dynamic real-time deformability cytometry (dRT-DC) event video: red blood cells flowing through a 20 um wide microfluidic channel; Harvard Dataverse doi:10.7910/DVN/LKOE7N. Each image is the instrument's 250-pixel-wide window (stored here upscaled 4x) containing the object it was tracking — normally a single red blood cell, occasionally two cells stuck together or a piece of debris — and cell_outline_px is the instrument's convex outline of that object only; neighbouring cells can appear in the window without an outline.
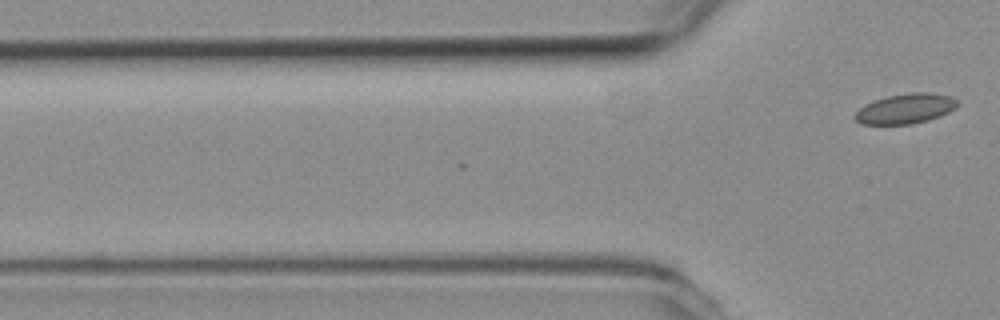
{"species": "common noctule bat (a hibernating species)", "species_latin": "Nyctalus noctula", "temperature_condition": "room temperature", "stored_images_in_passage": 5, "camera_frame_rate_fps": 3000, "um_per_image_px": 0.085, "animal": {"sex": "female", "body_mass_g": 19.3, "forearm_length_mm": 54.1}, "frame": {"image": 1, "passage_image": 5, "time_ms": 1.333, "image_size_px": [1000, 320], "cell_outline_px": [[960, 104], [956, 108], [940, 116], [928, 120], [908, 124], [860, 124], [852, 116], [864, 104], [888, 96], [912, 92], [932, 92], [952, 96]], "centroid_in_image_um": [76.99, 9.23], "position_along_channel_um": 48.8, "area_um2": 17.98}}